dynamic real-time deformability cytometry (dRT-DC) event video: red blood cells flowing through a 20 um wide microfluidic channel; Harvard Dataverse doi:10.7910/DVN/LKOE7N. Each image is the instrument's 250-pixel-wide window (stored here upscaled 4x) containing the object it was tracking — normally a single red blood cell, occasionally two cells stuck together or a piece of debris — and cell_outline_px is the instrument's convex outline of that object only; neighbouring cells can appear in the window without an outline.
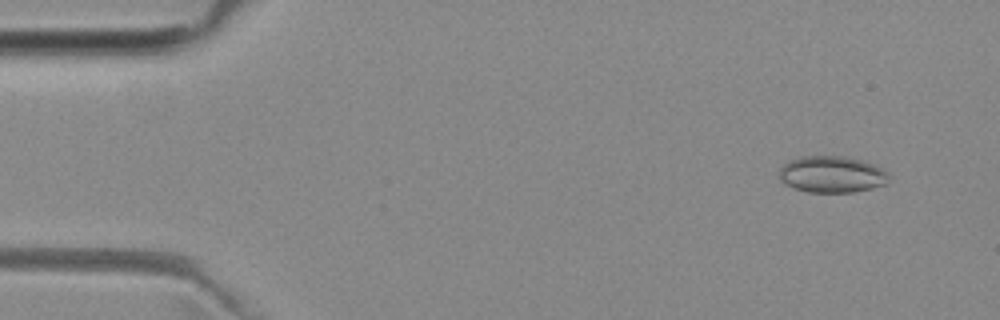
{"species": "common noctule bat (a hibernating species)", "species_latin": "Nyctalus noctula", "temperature_condition": "room temperature", "stored_images_in_passage": 4, "camera_frame_rate_fps": 3000, "um_per_image_px": 0.085, "animal": {"sex": "female", "body_mass_g": 29.2, "forearm_length_mm": 56.3}, "frame": {"image": 1, "passage_image": 1, "time_ms": 0.0, "image_size_px": [1000, 320], "cell_outline_px": [[888, 176], [884, 184], [872, 188], [852, 192], [808, 192], [792, 188], [780, 180], [780, 168], [788, 160], [800, 156], [844, 156], [876, 164], [888, 172]], "centroid_in_image_um": [70.68, 14.81], "position_along_channel_um": 14.3, "area_um2": 23.41}}